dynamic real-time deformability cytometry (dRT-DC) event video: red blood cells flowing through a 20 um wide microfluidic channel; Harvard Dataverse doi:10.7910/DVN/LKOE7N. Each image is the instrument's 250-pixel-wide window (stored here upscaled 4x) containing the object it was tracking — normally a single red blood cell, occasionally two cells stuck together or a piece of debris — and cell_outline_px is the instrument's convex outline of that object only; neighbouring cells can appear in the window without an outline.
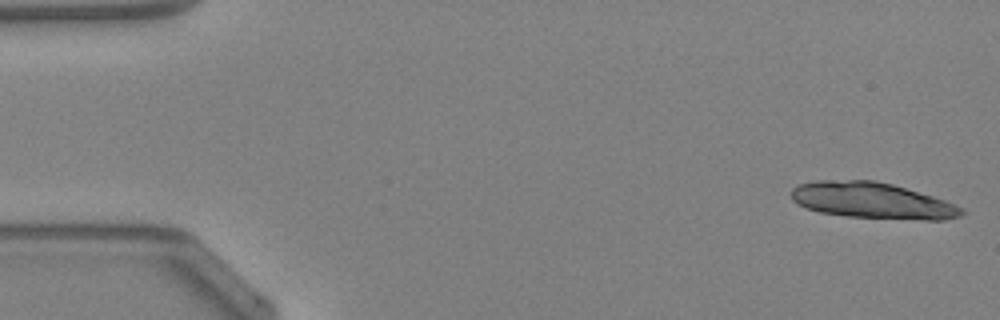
{"species": "Egyptian fruit bat (a non-hibernating species)", "species_latin": "Rousettus aegyptiacus", "temperature_condition": "warm", "stored_images_in_passage": 19, "camera_frame_rate_fps": 3000, "um_per_image_px": 0.085, "animal": {"sex": "female"}, "frame": {"image": 1, "passage_image": 1, "time_ms": 0.0, "image_size_px": [1000, 320], "cell_outline_px": [[964, 212], [960, 216], [944, 220], [924, 220], [848, 216], [820, 212], [796, 204], [792, 200], [792, 188], [800, 184], [816, 180], [876, 180], [892, 184], [932, 196], [956, 204], [964, 208]], "centroid_in_image_um": [74.15, 17.04], "position_along_channel_um": 10.8, "area_um2": 35.72}}
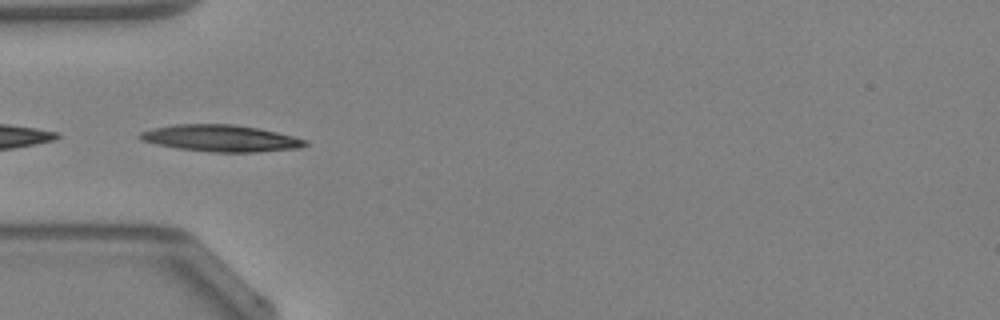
{"frame": {"image": 2, "passage_image": 15, "time_ms": 4.667, "image_size_px": [1000, 320], "cell_outline_px": [[308, 144], [300, 148], [256, 152], [212, 152], [176, 148], [156, 144], [140, 140], [136, 136], [140, 132], [152, 128], [176, 124], [232, 124], [256, 128], [276, 132], [308, 140]], "centroid_in_image_um": [18.73, 11.75], "position_along_channel_um": 66.3, "area_um2": 25.72}}